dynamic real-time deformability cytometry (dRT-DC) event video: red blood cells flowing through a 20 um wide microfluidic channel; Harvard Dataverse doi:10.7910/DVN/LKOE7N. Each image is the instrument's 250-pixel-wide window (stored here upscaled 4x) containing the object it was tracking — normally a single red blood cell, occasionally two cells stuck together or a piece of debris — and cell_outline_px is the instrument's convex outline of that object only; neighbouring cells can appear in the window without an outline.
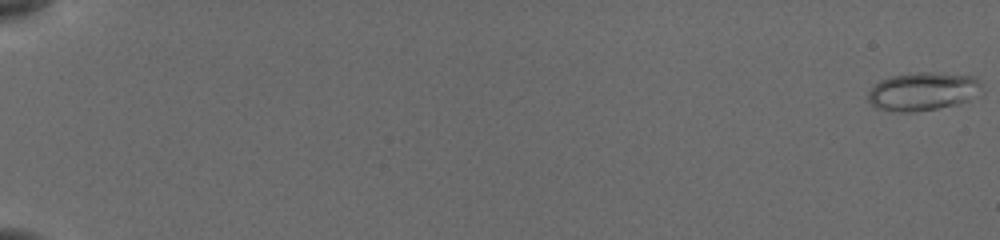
{"species": "common noctule bat (a hibernating species)", "species_latin": "Nyctalus noctula", "temperature_condition": "cold", "stored_images_in_passage": 56, "camera_frame_rate_fps": 3000, "um_per_image_px": 0.085, "animal": {"sex": "female", "body_mass_g": 19.5, "forearm_length_mm": 54.1}, "frame": {"image": 1, "passage_image": 1, "time_ms": 0.0, "image_size_px": [1000, 240], "cell_outline_px": [[980, 84], [968, 100], [956, 104], [936, 108], [912, 112], [900, 112], [876, 108], [868, 100], [868, 92], [880, 80], [892, 76], [920, 72], [924, 72], [972, 76]], "centroid_in_image_um": [78.33, 7.78], "position_along_channel_um": 6.7, "area_um2": 24.45}}
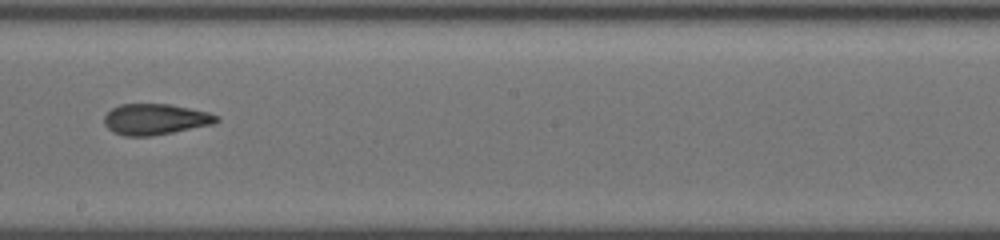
{"frame": {"image": 2, "passage_image": 35, "time_ms": 11.333, "image_size_px": [1000, 240], "cell_outline_px": [[220, 120], [212, 124], [172, 132], [148, 136], [124, 136], [108, 128], [104, 124], [104, 116], [112, 108], [120, 104], [168, 104], [208, 112], [220, 116]], "centroid_in_image_um": [13.19, 10.13], "position_along_channel_um": 235.0, "area_um2": 20.0}}
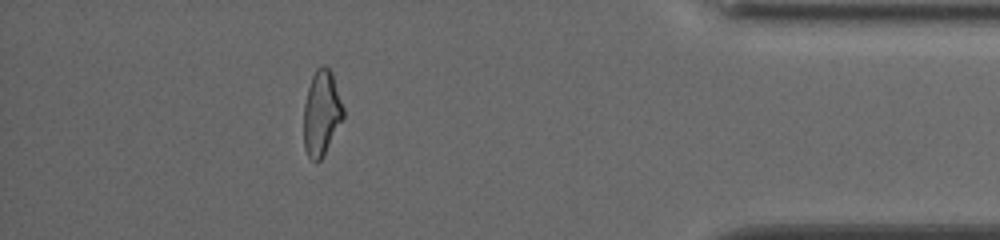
{"frame": {"image": 3, "passage_image": 51, "time_ms": 16.667, "image_size_px": [1000, 240], "cell_outline_px": [[344, 116], [320, 160], [316, 164], [308, 156], [304, 148], [304, 104], [308, 88], [312, 76], [316, 68], [320, 64], [324, 64], [332, 72], [344, 108]], "centroid_in_image_um": [27.32, 9.57], "position_along_channel_um": 407.9, "area_um2": 19.54}, "authors_computed_cell_mechanics": {"area_um2": 20.7213, "velocity_mm_per_s": 3.8874, "shape_relaxation_time_tau1_ms": 4.6043, "shape_relaxation_time_tau2_ms": 2.1345, "deformation_change_tau1": 0.1864, "deformation_change_tau2": 0.1063}}